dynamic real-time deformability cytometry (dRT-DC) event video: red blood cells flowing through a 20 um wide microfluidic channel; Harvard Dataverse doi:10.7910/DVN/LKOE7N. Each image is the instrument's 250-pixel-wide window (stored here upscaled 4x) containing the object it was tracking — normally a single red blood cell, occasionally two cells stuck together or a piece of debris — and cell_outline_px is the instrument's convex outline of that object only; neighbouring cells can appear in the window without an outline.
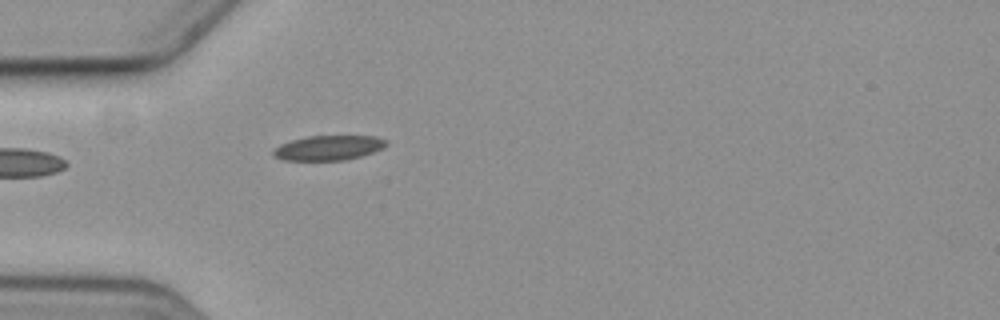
{"species": "common noctule bat (a hibernating species)", "species_latin": "Nyctalus noctula", "temperature_condition": "cold", "stored_images_in_passage": 1, "camera_frame_rate_fps": 3000, "um_per_image_px": 0.085, "animal": {"sex": "female", "body_mass_g": 19.3, "forearm_length_mm": 54.1}, "frame": {"image": 1, "passage_image": 1, "time_ms": 0.0, "image_size_px": [1000, 320], "cell_outline_px": [[388, 144], [384, 148], [348, 160], [284, 160], [272, 156], [272, 152], [280, 144], [292, 140], [308, 136], [376, 136], [388, 140]], "centroid_in_image_um": [27.95, 12.56], "position_along_channel_um": 57.1, "area_um2": 16.36}}